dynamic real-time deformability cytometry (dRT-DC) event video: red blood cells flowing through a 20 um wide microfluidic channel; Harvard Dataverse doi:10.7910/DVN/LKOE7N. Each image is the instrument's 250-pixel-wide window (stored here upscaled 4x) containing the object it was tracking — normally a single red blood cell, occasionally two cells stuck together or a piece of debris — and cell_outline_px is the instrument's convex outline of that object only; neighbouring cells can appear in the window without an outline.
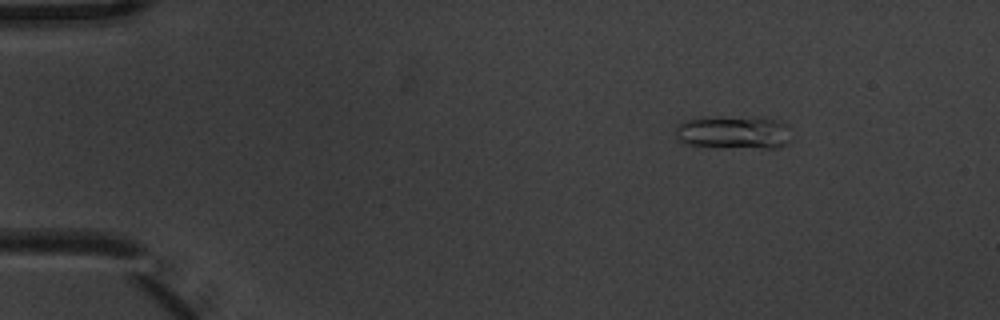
{"species": "common noctule bat (a hibernating species)", "species_latin": "Nyctalus noctula", "temperature_condition": "warm", "stored_images_in_passage": 7, "camera_frame_rate_fps": 3000, "um_per_image_px": 0.085, "animal": {"sex": "male", "body_mass_g": 20.1, "forearm_length_mm": 53.5}, "frame": {"image": 1, "passage_image": 3, "time_ms": 0.667, "image_size_px": [1000, 320], "cell_outline_px": [[792, 140], [788, 144], [780, 148], [764, 148], [684, 144], [676, 140], [676, 124], [684, 120], [700, 116], [764, 116], [780, 120], [788, 124]], "centroid_in_image_um": [62.41, 11.2], "position_along_channel_um": 22.6, "area_um2": 23.41}}
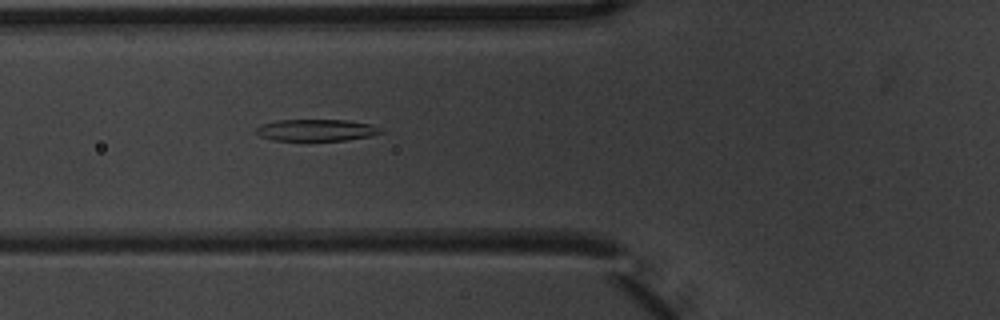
{"frame": {"image": 2, "passage_image": 7, "time_ms": 2.0, "image_size_px": [1000, 320], "cell_outline_px": [[384, 132], [372, 136], [344, 140], [272, 140], [260, 136], [256, 132], [256, 128], [260, 124], [276, 120], [344, 120], [368, 124], [380, 128]], "centroid_in_image_um": [26.85, 11.06], "position_along_channel_um": 98.9, "area_um2": 15.66}}